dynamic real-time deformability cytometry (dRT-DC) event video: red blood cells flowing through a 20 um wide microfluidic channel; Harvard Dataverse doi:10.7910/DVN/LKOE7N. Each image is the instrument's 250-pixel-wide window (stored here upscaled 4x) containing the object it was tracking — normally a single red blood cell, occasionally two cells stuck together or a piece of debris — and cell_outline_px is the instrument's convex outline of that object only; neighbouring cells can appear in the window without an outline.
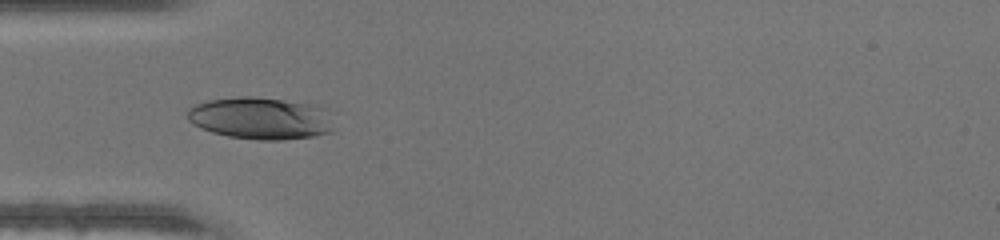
{"species": "human", "species_latin": "Homo sapiens", "temperature_condition": "warm", "stored_images_in_passage": 33, "camera_frame_rate_fps": 3000, "um_per_image_px": 0.085, "donor": {"sex": "male"}, "frame": {"image": 1, "passage_image": 1, "time_ms": 0.0, "image_size_px": [1000, 240], "cell_outline_px": [[336, 112], [332, 132], [312, 136], [284, 140], [256, 140], [228, 136], [212, 132], [200, 128], [188, 120], [188, 108], [196, 104], [208, 100], [240, 96], [256, 96], [308, 104], [324, 108]], "centroid_in_image_um": [22.22, 10.05], "position_along_channel_um": 62.8, "area_um2": 36.47}}
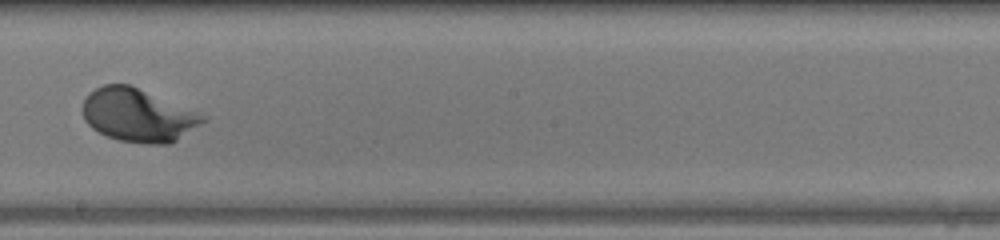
{"frame": {"image": 2, "passage_image": 13, "time_ms": 4.0, "image_size_px": [1000, 240], "cell_outline_px": [[208, 120], [176, 140], [168, 144], [148, 144], [120, 140], [108, 136], [92, 128], [84, 120], [80, 108], [88, 92], [104, 84], [128, 84], [208, 116]], "centroid_in_image_um": [11.71, 9.79], "position_along_channel_um": 236.5, "area_um2": 37.17}}
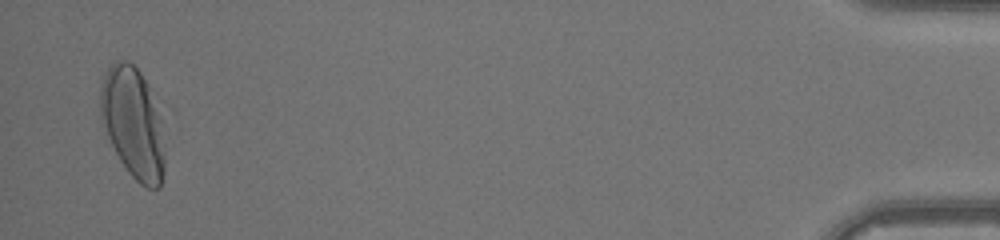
{"frame": {"image": 3, "passage_image": 32, "time_ms": 10.333, "image_size_px": [1000, 240], "cell_outline_px": [[164, 172], [160, 188], [148, 188], [140, 184], [128, 172], [120, 160], [108, 136], [100, 116], [100, 88], [104, 76], [108, 68], [116, 60], [128, 60], [140, 72], [148, 88], [156, 116], [164, 156]], "centroid_in_image_um": [11.24, 10.47], "position_along_channel_um": 424.0, "area_um2": 39.94}}